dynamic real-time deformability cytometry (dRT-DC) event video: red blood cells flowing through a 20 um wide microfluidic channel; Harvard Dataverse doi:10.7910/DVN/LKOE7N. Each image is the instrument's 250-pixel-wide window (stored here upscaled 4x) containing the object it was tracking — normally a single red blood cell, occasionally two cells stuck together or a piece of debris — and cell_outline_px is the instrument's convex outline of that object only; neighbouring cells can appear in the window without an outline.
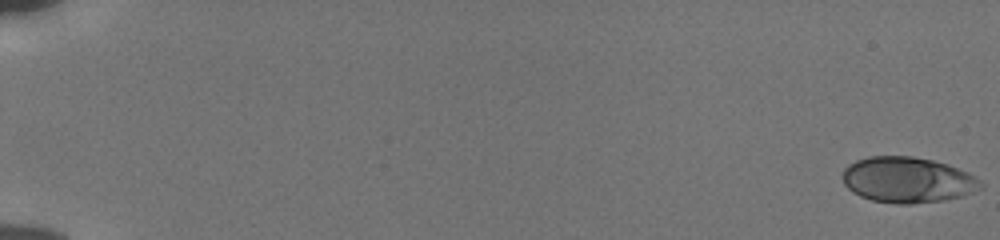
{"species": "human", "species_latin": "Homo sapiens", "temperature_condition": "cold", "stored_images_in_passage": 56, "camera_frame_rate_fps": 3000, "um_per_image_px": 0.085, "donor": {"sex": "male"}, "frame": {"image": 1, "passage_image": 1, "time_ms": 0.0, "image_size_px": [1000, 240], "cell_outline_px": [[984, 184], [980, 188], [960, 196], [944, 200], [912, 204], [896, 204], [872, 200], [860, 196], [852, 192], [844, 184], [840, 176], [844, 168], [848, 164], [856, 160], [868, 156], [912, 156], [932, 160], [948, 164], [968, 172], [980, 180]], "centroid_in_image_um": [77.09, 15.28], "position_along_channel_um": 7.9, "area_um2": 36.99}}
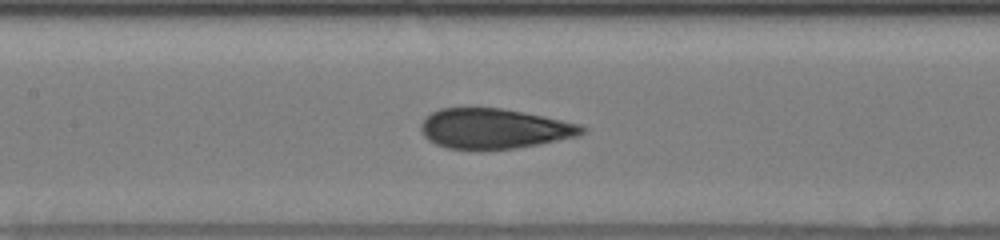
{"frame": {"image": 2, "passage_image": 29, "time_ms": 9.333, "image_size_px": [1000, 240], "cell_outline_px": [[588, 128], [584, 132], [576, 136], [540, 144], [516, 148], [480, 152], [448, 148], [436, 144], [428, 140], [424, 136], [420, 128], [420, 124], [432, 112], [440, 108], [500, 108], [580, 124]], "centroid_in_image_um": [41.96, 10.97], "position_along_channel_um": 165.4, "area_um2": 37.86}}
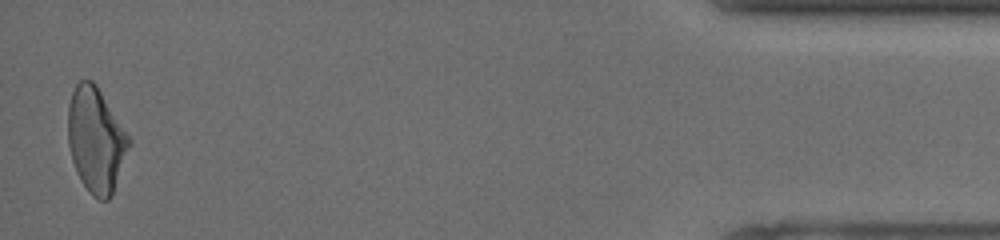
{"frame": {"image": 3, "passage_image": 55, "time_ms": 18.0, "image_size_px": [1000, 240], "cell_outline_px": [[132, 144], [112, 196], [108, 200], [100, 200], [92, 196], [80, 180], [76, 172], [72, 160], [68, 144], [68, 104], [72, 92], [76, 84], [80, 80], [92, 80], [96, 84], [132, 140]], "centroid_in_image_um": [8.17, 11.92], "position_along_channel_um": 427.0, "area_um2": 37.69}, "authors_computed_cell_mechanics": {"area_um2": 37.3099, "velocity_mm_per_s": 3.8492, "shape_relaxation_time_tau1_ms": 6.6386, "shape_relaxation_time_tau2_ms": 0.9233, "deformation_change_tau1": 0.1869, "deformation_change_tau2": 0.075}}